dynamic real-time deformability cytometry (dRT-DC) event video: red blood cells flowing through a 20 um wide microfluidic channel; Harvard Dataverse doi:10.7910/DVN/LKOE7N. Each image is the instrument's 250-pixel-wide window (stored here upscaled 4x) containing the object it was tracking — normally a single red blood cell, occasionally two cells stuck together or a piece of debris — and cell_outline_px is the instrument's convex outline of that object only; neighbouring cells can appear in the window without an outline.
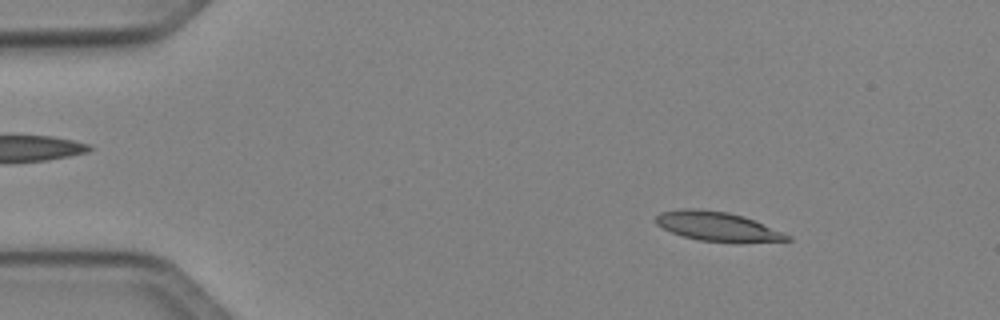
{"species": "Egyptian fruit bat (a non-hibernating species)", "species_latin": "Rousettus aegyptiacus", "temperature_condition": "cold", "stored_images_in_passage": 3, "camera_frame_rate_fps": 3000, "um_per_image_px": 0.085, "animal": {"sex": "female"}, "frame": {"image": 1, "passage_image": 1, "time_ms": 0.0, "image_size_px": [1000, 320], "cell_outline_px": [[792, 240], [700, 240], [684, 236], [672, 232], [656, 224], [656, 216], [660, 212], [680, 208], [700, 208], [728, 212], [744, 216], [792, 236]], "centroid_in_image_um": [60.89, 19.18], "position_along_channel_um": 24.1, "area_um2": 21.5}}